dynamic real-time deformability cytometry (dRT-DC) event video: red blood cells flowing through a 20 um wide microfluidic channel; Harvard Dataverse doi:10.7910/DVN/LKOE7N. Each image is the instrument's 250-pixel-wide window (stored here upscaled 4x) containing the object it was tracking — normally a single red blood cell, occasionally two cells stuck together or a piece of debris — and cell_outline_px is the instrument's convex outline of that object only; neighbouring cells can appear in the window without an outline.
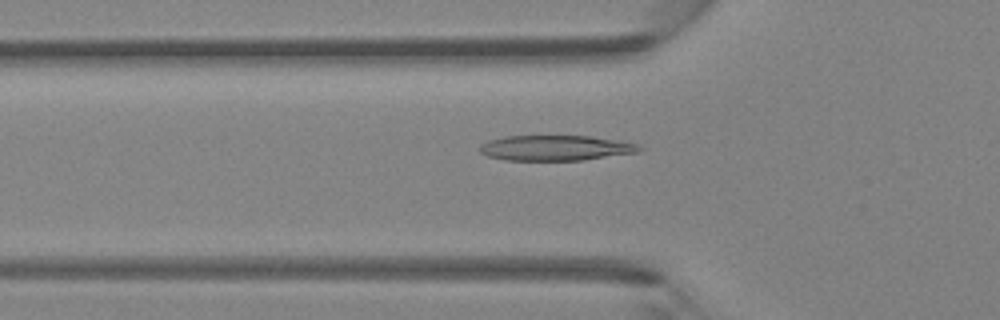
{"species": "Egyptian fruit bat (a non-hibernating species)", "species_latin": "Rousettus aegyptiacus", "temperature_condition": "room temperature", "stored_images_in_passage": 37, "camera_frame_rate_fps": 3000, "um_per_image_px": 0.085, "animal": {"sex": "female"}, "frame": {"image": 1, "passage_image": 7, "time_ms": 2.0, "image_size_px": [1000, 320], "cell_outline_px": [[644, 148], [636, 152], [580, 160], [504, 160], [488, 156], [480, 152], [480, 144], [488, 140], [504, 136], [592, 136], [636, 144]], "centroid_in_image_um": [47.15, 12.57], "position_along_channel_um": 78.6, "area_um2": 23.24}}
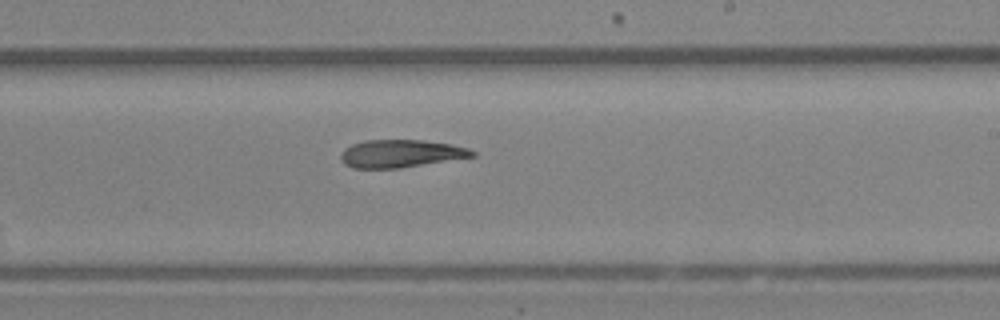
{"frame": {"image": 2, "passage_image": 19, "time_ms": 6.0, "image_size_px": [1000, 320], "cell_outline_px": [[476, 156], [400, 168], [352, 168], [344, 164], [340, 160], [340, 152], [344, 148], [352, 144], [364, 140], [424, 140], [452, 144], [468, 148], [476, 152]], "centroid_in_image_um": [34.04, 13.05], "position_along_channel_um": 255.0, "area_um2": 21.44}}
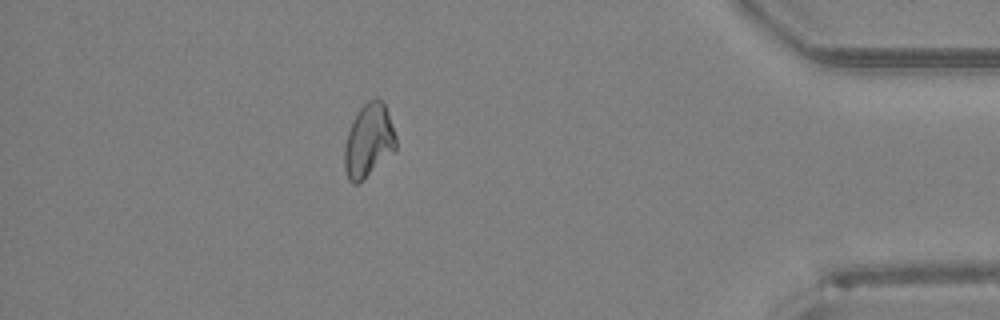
{"frame": {"image": 3, "passage_image": 32, "time_ms": 10.333, "image_size_px": [1000, 320], "cell_outline_px": [[396, 148], [364, 180], [356, 184], [352, 184], [348, 180], [344, 168], [344, 144], [348, 132], [360, 108], [368, 100], [376, 96], [384, 104], [388, 112], [396, 136]], "centroid_in_image_um": [31.32, 11.98], "position_along_channel_um": 403.9, "area_um2": 21.91}}